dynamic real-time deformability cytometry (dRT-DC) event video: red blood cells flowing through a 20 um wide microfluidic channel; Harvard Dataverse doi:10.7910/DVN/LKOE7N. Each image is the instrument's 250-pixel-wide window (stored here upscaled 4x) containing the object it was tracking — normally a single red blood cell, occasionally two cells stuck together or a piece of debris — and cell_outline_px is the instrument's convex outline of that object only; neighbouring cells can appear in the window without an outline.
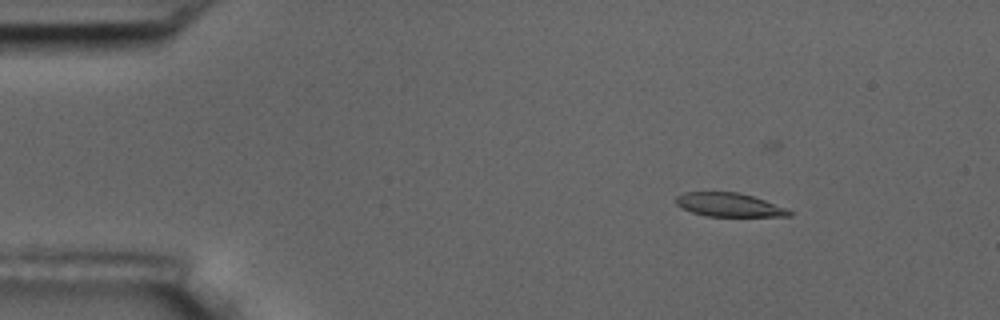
{"species": "common noctule bat (a hibernating species)", "species_latin": "Nyctalus noctula", "temperature_condition": "room temperature", "stored_images_in_passage": 10, "camera_frame_rate_fps": 3000, "um_per_image_px": 0.085, "animal": {"sex": "male", "body_mass_g": 17.5, "forearm_length_mm": 52.3}, "frame": {"image": 1, "passage_image": 3, "time_ms": 3.333, "image_size_px": [1000, 320], "cell_outline_px": [[792, 216], [708, 216], [692, 212], [676, 204], [676, 196], [684, 192], [736, 192], [752, 196], [764, 200], [784, 208], [792, 212]], "centroid_in_image_um": [61.94, 17.41], "position_along_channel_um": 23.1, "area_um2": 15.32}}
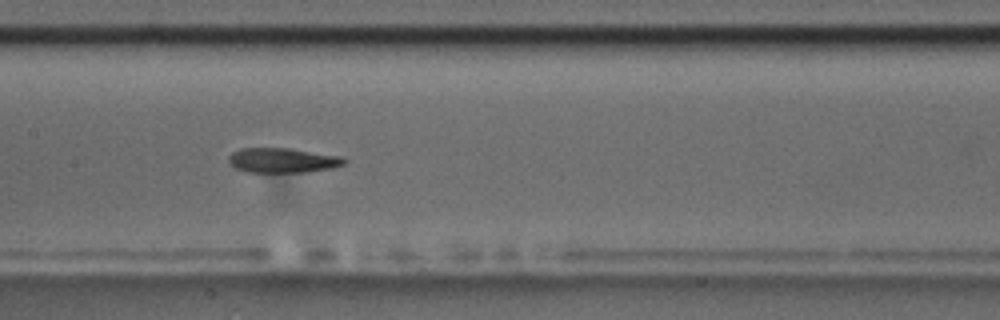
{"frame": {"image": 2, "passage_image": 9, "time_ms": 10.0, "image_size_px": [1000, 320], "cell_outline_px": [[348, 160], [344, 164], [332, 168], [304, 172], [248, 172], [236, 168], [228, 160], [228, 156], [232, 152], [240, 148], [292, 148], [344, 156]], "centroid_in_image_um": [24.07, 13.61], "position_along_channel_um": 183.3, "area_um2": 16.88}}
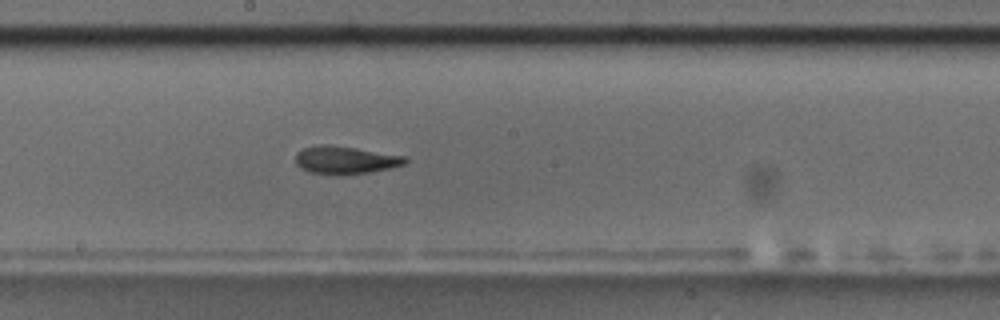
{"frame": {"image": 3, "passage_image": 10, "time_ms": 11.0, "image_size_px": [1000, 320], "cell_outline_px": [[408, 160], [404, 164], [392, 168], [372, 172], [336, 176], [308, 172], [300, 168], [296, 164], [296, 152], [304, 148], [320, 144], [328, 144], [356, 148], [408, 156]], "centroid_in_image_um": [29.36, 13.62], "position_along_channel_um": 218.8, "area_um2": 18.21}}